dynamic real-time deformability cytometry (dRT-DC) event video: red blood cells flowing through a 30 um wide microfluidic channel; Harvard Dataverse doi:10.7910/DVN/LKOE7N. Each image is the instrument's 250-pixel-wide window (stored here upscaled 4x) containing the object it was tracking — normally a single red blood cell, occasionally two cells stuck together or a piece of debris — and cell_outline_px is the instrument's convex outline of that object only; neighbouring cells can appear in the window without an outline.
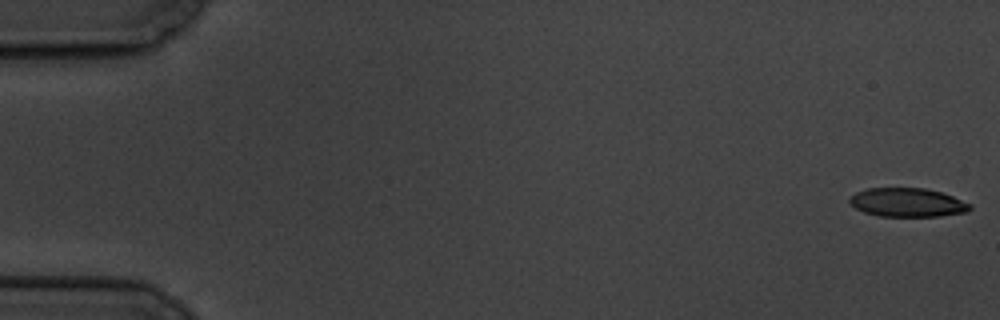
{"species": "common noctule bat (a hibernating species)", "species_latin": "Nyctalus noctula", "temperature_condition": "cold", "stored_images_in_passage": 6, "camera_frame_rate_fps": 3000, "um_per_image_px": 0.085, "animal": {"sex": "male", "body_mass_g": 19.5, "forearm_length_mm": 54.6}, "frame": {"image": 1, "passage_image": 1, "time_ms": 0.0, "image_size_px": [1000, 320], "cell_outline_px": [[972, 208], [968, 212], [940, 216], [876, 216], [864, 212], [848, 204], [848, 200], [856, 192], [868, 188], [924, 188], [940, 192], [952, 196], [972, 204]], "centroid_in_image_um": [77.13, 17.21], "position_along_channel_um": 7.9, "area_um2": 20.29}}
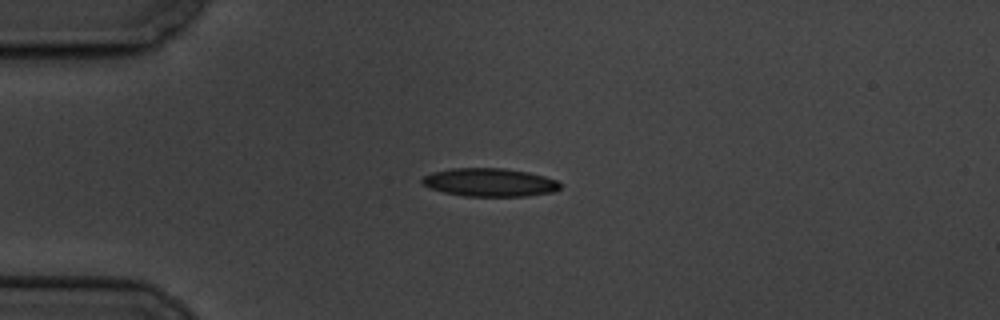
{"frame": {"image": 2, "passage_image": 5, "time_ms": 4.667, "image_size_px": [1000, 320], "cell_outline_px": [[560, 188], [552, 192], [524, 196], [464, 196], [444, 192], [420, 184], [420, 180], [424, 176], [432, 172], [452, 168], [504, 168], [528, 172], [544, 176], [556, 180], [560, 184]], "centroid_in_image_um": [41.59, 15.49], "position_along_channel_um": 43.4, "area_um2": 22.66}}